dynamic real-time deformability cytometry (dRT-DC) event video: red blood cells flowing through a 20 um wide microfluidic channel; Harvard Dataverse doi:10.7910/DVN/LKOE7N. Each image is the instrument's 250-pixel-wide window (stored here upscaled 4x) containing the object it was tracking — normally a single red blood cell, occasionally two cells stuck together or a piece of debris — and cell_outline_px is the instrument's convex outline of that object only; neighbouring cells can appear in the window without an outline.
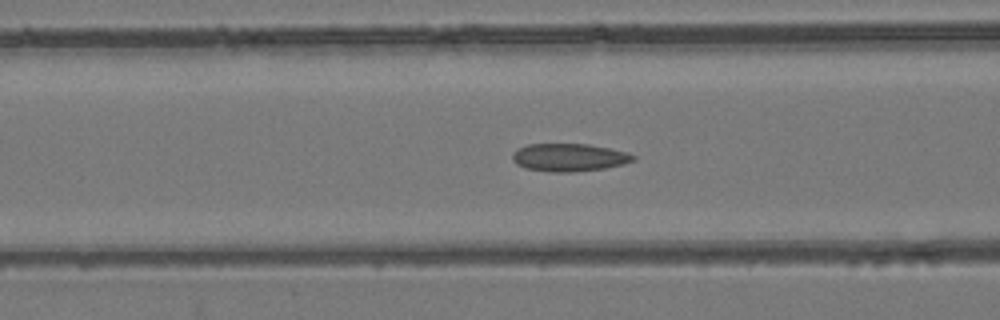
{"species": "common noctule bat (a hibernating species)", "species_latin": "Nyctalus noctula", "temperature_condition": "room temperature", "stored_images_in_passage": 55, "camera_frame_rate_fps": 3000, "um_per_image_px": 0.085, "animal": {"sex": "female", "body_mass_g": 24.6, "forearm_length_mm": 56.2}, "frame": {"image": 1, "passage_image": 22, "time_ms": 7.0, "image_size_px": [1000, 320], "cell_outline_px": [[636, 160], [624, 164], [604, 168], [572, 172], [552, 172], [524, 168], [516, 164], [512, 160], [512, 152], [516, 148], [528, 144], [588, 144], [628, 152], [636, 156]], "centroid_in_image_um": [48.35, 13.38], "position_along_channel_um": 118.2, "area_um2": 19.77}}
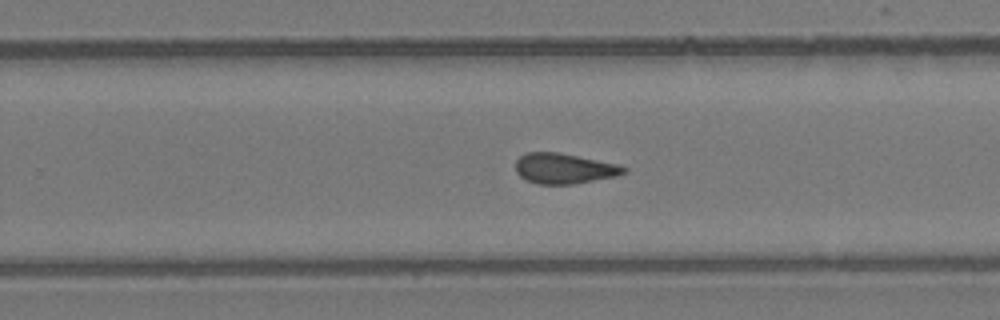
{"frame": {"image": 2, "passage_image": 35, "time_ms": 11.333, "image_size_px": [1000, 320], "cell_outline_px": [[628, 172], [616, 176], [572, 184], [540, 184], [528, 180], [520, 176], [516, 172], [516, 160], [524, 152], [556, 152], [620, 164], [628, 168]], "centroid_in_image_um": [47.97, 14.31], "position_along_channel_um": 281.8, "area_um2": 19.13}}
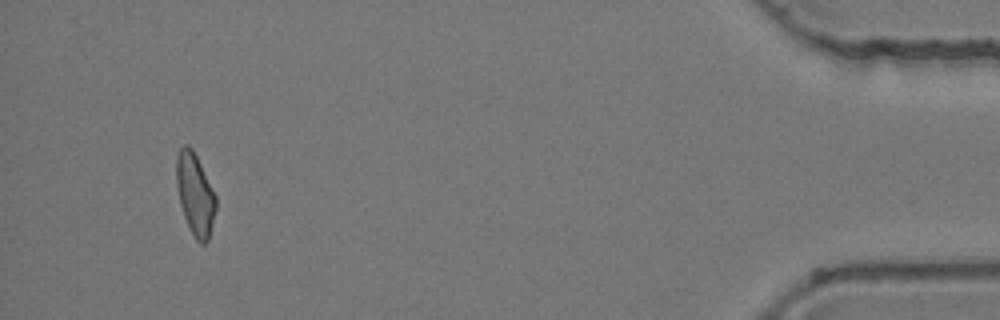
{"frame": {"image": 3, "passage_image": 52, "time_ms": 17.0, "image_size_px": [1000, 320], "cell_outline_px": [[216, 208], [208, 240], [204, 244], [200, 244], [196, 240], [184, 216], [180, 204], [176, 184], [176, 156], [180, 148], [184, 144], [188, 144], [192, 148], [216, 196]], "centroid_in_image_um": [16.57, 16.49], "position_along_channel_um": 418.6, "area_um2": 18.61}, "authors_computed_cell_mechanics": {"area_um2": 19.652, "velocity_mm_per_s": 3.7826, "shape_relaxation_time_tau1_ms": null, "shape_relaxation_time_tau2_ms": 1.7262, "deformation_change_tau1": null, "deformation_change_tau2": 0.0835}}